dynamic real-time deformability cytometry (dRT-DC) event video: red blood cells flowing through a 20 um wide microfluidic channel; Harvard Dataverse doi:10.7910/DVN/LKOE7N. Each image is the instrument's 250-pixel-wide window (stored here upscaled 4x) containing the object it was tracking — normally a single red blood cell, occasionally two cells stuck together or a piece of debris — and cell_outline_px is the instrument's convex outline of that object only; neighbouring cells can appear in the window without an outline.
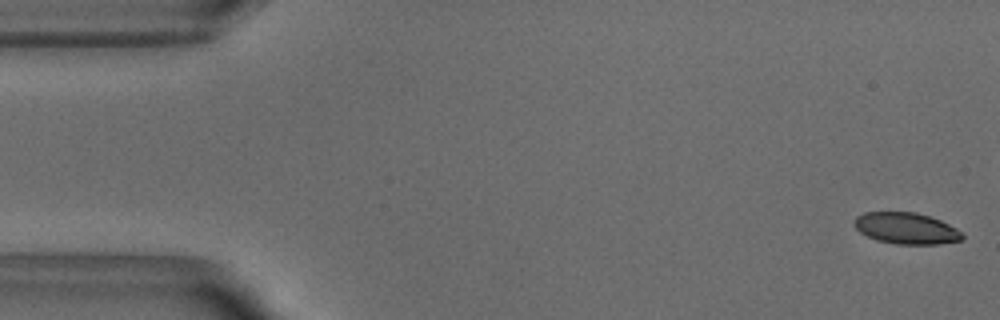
{"species": "common noctule bat (a hibernating species)", "species_latin": "Nyctalus noctula", "temperature_condition": "warm", "stored_images_in_passage": 15, "camera_frame_rate_fps": 3000, "um_per_image_px": 0.085, "animal": {"sex": "male", "body_mass_g": 18.8}, "frame": {"image": 1, "passage_image": 1, "time_ms": 0.0, "image_size_px": [1000, 320], "cell_outline_px": [[964, 236], [960, 240], [940, 244], [896, 244], [876, 240], [860, 232], [852, 224], [852, 220], [856, 216], [864, 212], [916, 212], [940, 220], [956, 228]], "centroid_in_image_um": [76.98, 19.4], "position_along_channel_um": 8.0, "area_um2": 19.77}}